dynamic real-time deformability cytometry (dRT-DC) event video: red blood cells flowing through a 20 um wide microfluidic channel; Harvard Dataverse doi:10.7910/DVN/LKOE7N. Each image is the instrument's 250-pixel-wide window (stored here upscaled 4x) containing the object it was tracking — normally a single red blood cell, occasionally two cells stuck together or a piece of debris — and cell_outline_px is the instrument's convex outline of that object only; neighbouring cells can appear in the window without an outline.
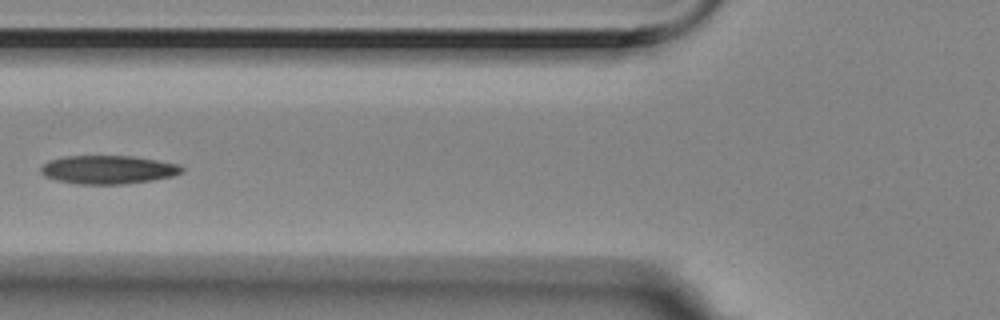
{"species": "Egyptian fruit bat (a non-hibernating species)", "species_latin": "Rousettus aegyptiacus", "temperature_condition": "room temperature", "stored_images_in_passage": 7, "camera_frame_rate_fps": 3000, "um_per_image_px": 0.085, "animal": {"sex": "female"}, "frame": {"image": 1, "passage_image": 7, "time_ms": 2.0, "image_size_px": [1000, 320], "cell_outline_px": [[184, 172], [172, 176], [152, 180], [124, 184], [76, 184], [56, 180], [44, 176], [40, 172], [40, 168], [48, 160], [64, 156], [132, 156], [180, 164], [184, 168]], "centroid_in_image_um": [9.18, 14.42], "position_along_channel_um": 116.6, "area_um2": 23.52}}